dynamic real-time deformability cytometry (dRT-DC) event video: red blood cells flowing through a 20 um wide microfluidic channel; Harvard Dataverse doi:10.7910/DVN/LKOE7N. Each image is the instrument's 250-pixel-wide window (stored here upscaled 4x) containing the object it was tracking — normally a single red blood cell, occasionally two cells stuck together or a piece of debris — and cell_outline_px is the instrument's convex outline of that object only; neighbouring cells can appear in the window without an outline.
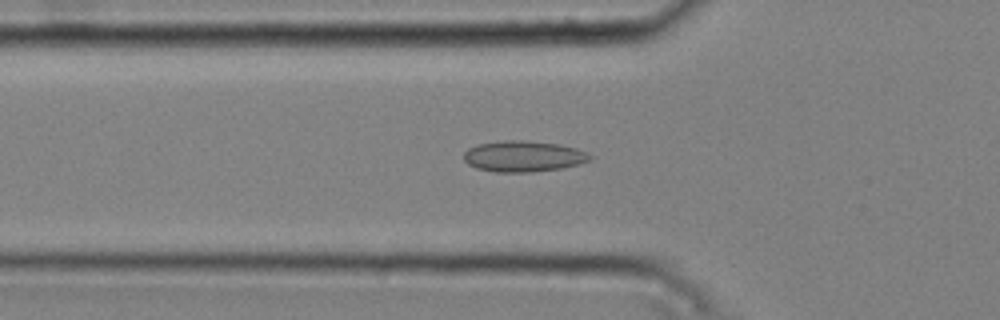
{"species": "common noctule bat (a hibernating species)", "species_latin": "Nyctalus noctula", "temperature_condition": "cold", "stored_images_in_passage": 48, "camera_frame_rate_fps": 3000, "um_per_image_px": 0.085, "animal": {"sex": "male", "body_mass_g": 20.4}, "frame": {"image": 1, "passage_image": 18, "time_ms": 5.667, "image_size_px": [1000, 320], "cell_outline_px": [[596, 156], [592, 160], [580, 164], [564, 168], [532, 172], [496, 172], [476, 168], [468, 164], [464, 160], [464, 152], [468, 148], [476, 144], [504, 140], [524, 140], [560, 144], [576, 148], [588, 152]], "centroid_in_image_um": [44.54, 13.28], "position_along_channel_um": 81.3, "area_um2": 23.24}}
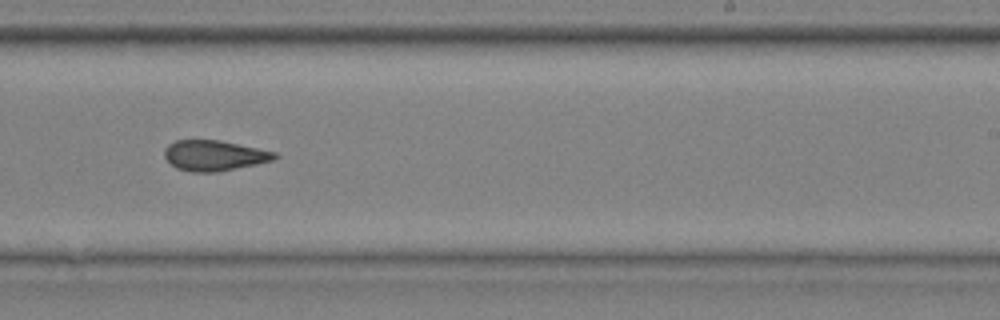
{"frame": {"image": 2, "passage_image": 33, "time_ms": 10.667, "image_size_px": [1000, 320], "cell_outline_px": [[280, 156], [272, 160], [256, 164], [216, 172], [192, 172], [176, 168], [164, 156], [164, 148], [168, 144], [176, 140], [220, 140], [276, 152]], "centroid_in_image_um": [18.2, 13.21], "position_along_channel_um": 270.8, "area_um2": 19.48}}
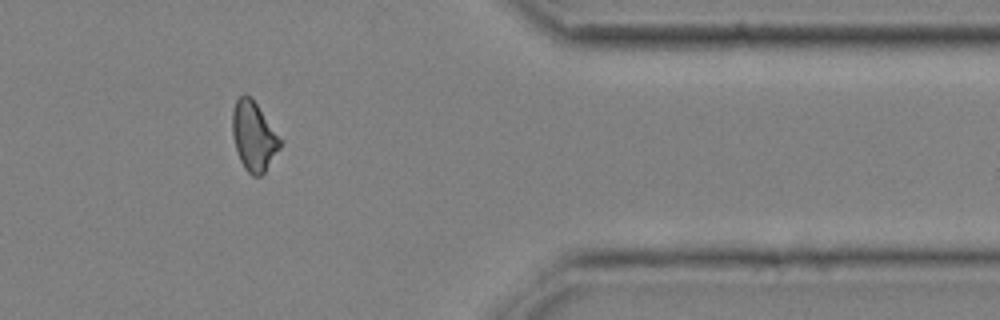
{"frame": {"image": 3, "passage_image": 44, "time_ms": 14.333, "image_size_px": [1000, 320], "cell_outline_px": [[284, 140], [280, 148], [264, 172], [260, 176], [252, 176], [244, 168], [240, 160], [232, 136], [232, 112], [236, 100], [244, 92], [252, 96]], "centroid_in_image_um": [21.59, 11.53], "position_along_channel_um": 389.8, "area_um2": 19.77}}